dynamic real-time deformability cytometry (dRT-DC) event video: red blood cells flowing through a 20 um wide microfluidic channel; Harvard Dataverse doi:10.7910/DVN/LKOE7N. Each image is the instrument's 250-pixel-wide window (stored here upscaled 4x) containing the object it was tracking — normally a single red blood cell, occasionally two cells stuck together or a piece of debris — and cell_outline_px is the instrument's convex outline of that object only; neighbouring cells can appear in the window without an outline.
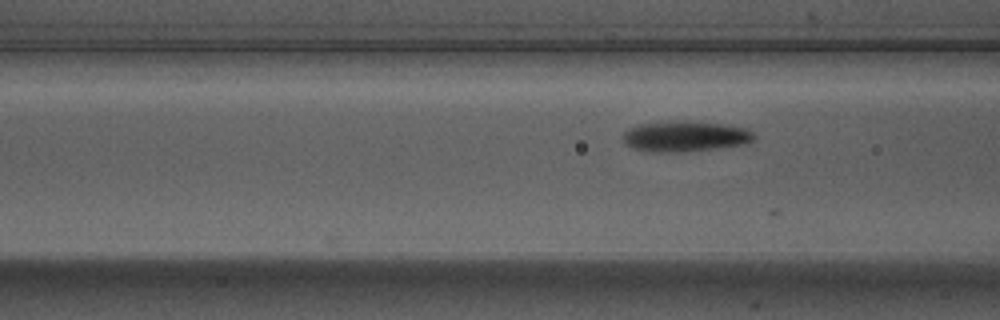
{"species": "Egyptian fruit bat (a non-hibernating species)", "species_latin": "Rousettus aegyptiacus", "temperature_condition": "warm", "stored_images_in_passage": 4, "camera_frame_rate_fps": 3000, "um_per_image_px": 0.085, "animal": {"sex": "male"}, "frame": {"image": 1, "passage_image": 4, "time_ms": 1.0, "image_size_px": [1000, 320], "cell_outline_px": [[756, 136], [752, 140], [740, 144], [712, 148], [680, 152], [664, 152], [636, 148], [628, 144], [624, 140], [624, 132], [628, 128], [640, 124], [660, 120], [688, 120], [728, 124], [748, 128]], "centroid_in_image_um": [58.25, 11.53], "position_along_channel_um": 108.3, "area_um2": 23.29}}